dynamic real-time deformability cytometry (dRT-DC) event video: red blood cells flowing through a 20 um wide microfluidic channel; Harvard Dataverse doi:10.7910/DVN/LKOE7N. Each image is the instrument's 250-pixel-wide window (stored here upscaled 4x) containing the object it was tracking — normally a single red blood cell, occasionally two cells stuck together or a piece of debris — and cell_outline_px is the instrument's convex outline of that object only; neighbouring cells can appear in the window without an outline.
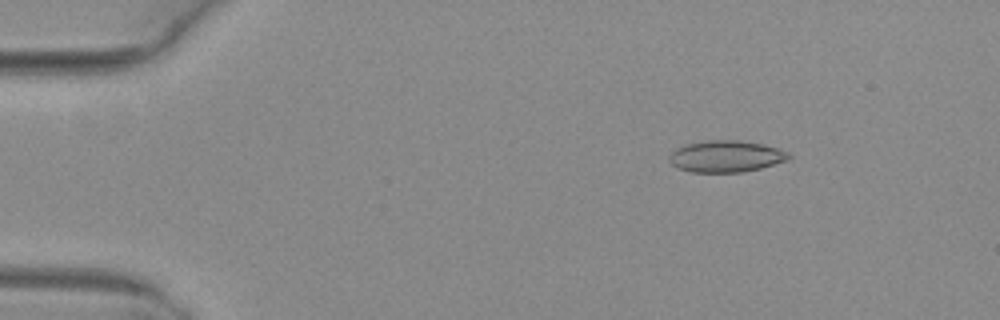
{"species": "common noctule bat (a hibernating species)", "species_latin": "Nyctalus noctula", "temperature_condition": "warm", "stored_images_in_passage": 51, "camera_frame_rate_fps": 3000, "um_per_image_px": 0.085, "animal": {"sex": "female", "body_mass_g": 29.2, "forearm_length_mm": 56.3}, "frame": {"image": 1, "passage_image": 8, "time_ms": 2.333, "image_size_px": [1000, 320], "cell_outline_px": [[792, 156], [788, 160], [760, 168], [744, 172], [692, 172], [680, 168], [672, 164], [668, 160], [668, 156], [676, 148], [688, 144], [708, 140], [740, 140], [780, 148], [788, 152]], "centroid_in_image_um": [61.73, 13.29], "position_along_channel_um": 23.3, "area_um2": 21.96}}
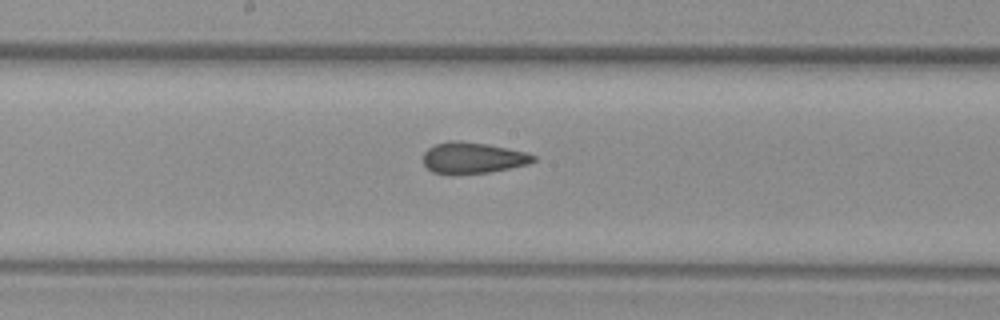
{"frame": {"image": 2, "passage_image": 28, "time_ms": 9.0, "image_size_px": [1000, 320], "cell_outline_px": [[536, 160], [528, 164], [492, 172], [456, 176], [448, 176], [432, 172], [424, 164], [424, 152], [428, 148], [436, 144], [452, 140], [460, 140], [488, 144], [528, 152], [536, 156]], "centroid_in_image_um": [40.18, 13.45], "position_along_channel_um": 208.0, "area_um2": 20.63}}
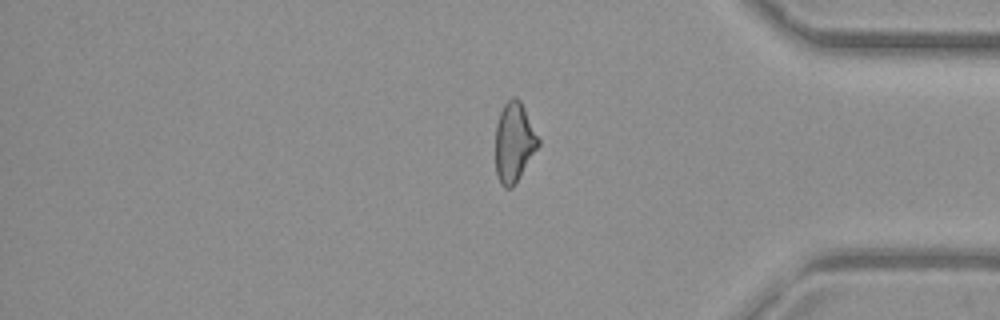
{"frame": {"image": 3, "passage_image": 43, "time_ms": 14.0, "image_size_px": [1000, 320], "cell_outline_px": [[540, 144], [516, 184], [512, 188], [504, 188], [500, 184], [496, 172], [496, 124], [500, 112], [504, 104], [512, 96], [516, 96], [520, 100], [540, 140]], "centroid_in_image_um": [43.69, 12.11], "position_along_channel_um": 391.5, "area_um2": 19.94}, "authors_computed_cell_mechanics": {"area_um2": 20.7502, "velocity_mm_per_s": 4.094, "shape_relaxation_time_tau1_ms": null, "shape_relaxation_time_tau2_ms": 1.7161, "deformation_change_tau1": null, "deformation_change_tau2": 0.0843}}